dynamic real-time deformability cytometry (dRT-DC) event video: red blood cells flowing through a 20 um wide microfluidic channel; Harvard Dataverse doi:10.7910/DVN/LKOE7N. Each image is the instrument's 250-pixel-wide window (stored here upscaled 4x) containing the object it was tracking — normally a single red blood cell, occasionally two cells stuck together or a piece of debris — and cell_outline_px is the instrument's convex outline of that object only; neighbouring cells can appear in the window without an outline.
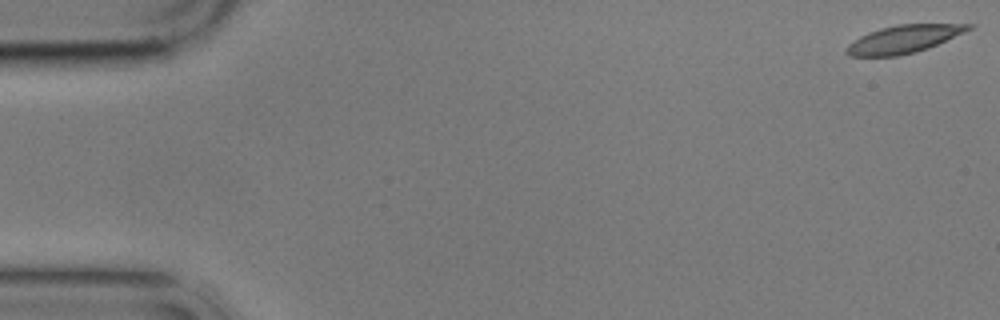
{"species": "common noctule bat (a hibernating species)", "species_latin": "Nyctalus noctula", "temperature_condition": "cold", "stored_images_in_passage": 5, "camera_frame_rate_fps": 3000, "um_per_image_px": 0.085, "animal": {"sex": "male", "body_mass_g": 17.9}, "frame": {"image": 1, "passage_image": 1, "time_ms": 0.0, "image_size_px": [1000, 320], "cell_outline_px": [[976, 24], [972, 28], [964, 32], [928, 48], [916, 52], [896, 56], [848, 56], [844, 52], [844, 48], [848, 44], [860, 36], [868, 32], [880, 28], [896, 24]], "centroid_in_image_um": [76.76, 3.33], "position_along_channel_um": 8.2, "area_um2": 19.77}}
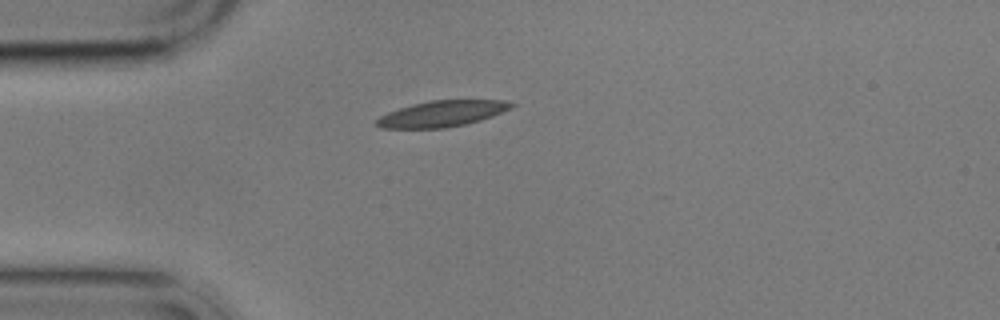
{"frame": {"image": 2, "passage_image": 5, "time_ms": 4.667, "image_size_px": [1000, 320], "cell_outline_px": [[516, 104], [512, 108], [492, 116], [480, 120], [464, 124], [444, 128], [380, 128], [376, 124], [376, 120], [380, 116], [388, 112], [412, 104], [428, 100], [504, 100]], "centroid_in_image_um": [37.58, 9.66], "position_along_channel_um": 47.4, "area_um2": 20.35}}